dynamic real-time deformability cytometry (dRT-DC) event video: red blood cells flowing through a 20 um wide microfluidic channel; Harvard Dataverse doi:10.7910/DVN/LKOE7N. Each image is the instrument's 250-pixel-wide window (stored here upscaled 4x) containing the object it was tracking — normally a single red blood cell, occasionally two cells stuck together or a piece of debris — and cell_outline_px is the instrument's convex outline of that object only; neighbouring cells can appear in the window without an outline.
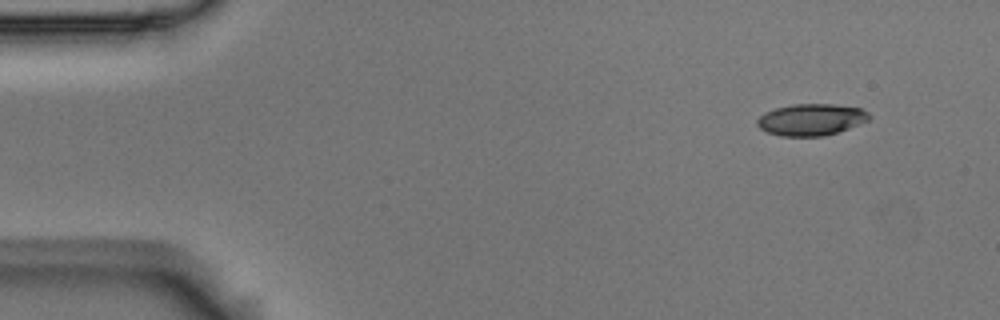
{"species": "Egyptian fruit bat (a non-hibernating species)", "species_latin": "Rousettus aegyptiacus", "temperature_condition": "room temperature", "stored_images_in_passage": 6, "camera_frame_rate_fps": 3000, "um_per_image_px": 0.085, "animal": {"sex": "male"}, "frame": {"image": 1, "passage_image": 6, "time_ms": 1.667, "image_size_px": [1000, 320], "cell_outline_px": [[872, 116], [868, 120], [860, 124], [824, 136], [780, 136], [768, 132], [760, 128], [756, 124], [756, 120], [764, 112], [776, 108], [792, 104], [836, 104], [860, 108], [868, 112]], "centroid_in_image_um": [68.94, 10.16], "position_along_channel_um": 16.1, "area_um2": 20.69}}